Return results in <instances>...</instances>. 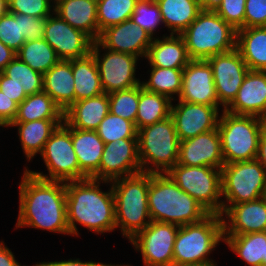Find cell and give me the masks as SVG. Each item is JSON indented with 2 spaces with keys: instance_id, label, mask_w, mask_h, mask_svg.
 Wrapping results in <instances>:
<instances>
[{
  "instance_id": "6da1fadb",
  "label": "cell",
  "mask_w": 266,
  "mask_h": 266,
  "mask_svg": "<svg viewBox=\"0 0 266 266\" xmlns=\"http://www.w3.org/2000/svg\"><path fill=\"white\" fill-rule=\"evenodd\" d=\"M21 178L15 229L30 227L71 236L67 224L66 183L38 178L26 169Z\"/></svg>"
},
{
  "instance_id": "7a4b0ae2",
  "label": "cell",
  "mask_w": 266,
  "mask_h": 266,
  "mask_svg": "<svg viewBox=\"0 0 266 266\" xmlns=\"http://www.w3.org/2000/svg\"><path fill=\"white\" fill-rule=\"evenodd\" d=\"M101 183L110 188L102 191ZM66 213L71 236H80L78 223L97 235L114 232L116 216L111 183L92 178L66 182Z\"/></svg>"
},
{
  "instance_id": "3957f363",
  "label": "cell",
  "mask_w": 266,
  "mask_h": 266,
  "mask_svg": "<svg viewBox=\"0 0 266 266\" xmlns=\"http://www.w3.org/2000/svg\"><path fill=\"white\" fill-rule=\"evenodd\" d=\"M148 209L151 221L178 226L200 222L210 214L167 173H150Z\"/></svg>"
},
{
  "instance_id": "277c9868",
  "label": "cell",
  "mask_w": 266,
  "mask_h": 266,
  "mask_svg": "<svg viewBox=\"0 0 266 266\" xmlns=\"http://www.w3.org/2000/svg\"><path fill=\"white\" fill-rule=\"evenodd\" d=\"M114 193L116 229L129 241L151 222L148 209L150 173L141 172L110 182Z\"/></svg>"
},
{
  "instance_id": "5b68a950",
  "label": "cell",
  "mask_w": 266,
  "mask_h": 266,
  "mask_svg": "<svg viewBox=\"0 0 266 266\" xmlns=\"http://www.w3.org/2000/svg\"><path fill=\"white\" fill-rule=\"evenodd\" d=\"M220 242H224V230L223 218L219 214H209L200 222L179 226L173 247V264L217 266L209 255Z\"/></svg>"
},
{
  "instance_id": "8992f818",
  "label": "cell",
  "mask_w": 266,
  "mask_h": 266,
  "mask_svg": "<svg viewBox=\"0 0 266 266\" xmlns=\"http://www.w3.org/2000/svg\"><path fill=\"white\" fill-rule=\"evenodd\" d=\"M180 35L191 60H207L236 48L237 31L215 11L202 10Z\"/></svg>"
},
{
  "instance_id": "52a82bcc",
  "label": "cell",
  "mask_w": 266,
  "mask_h": 266,
  "mask_svg": "<svg viewBox=\"0 0 266 266\" xmlns=\"http://www.w3.org/2000/svg\"><path fill=\"white\" fill-rule=\"evenodd\" d=\"M265 126L266 120L260 117L237 115L223 110L217 128L221 137L224 163L255 160Z\"/></svg>"
},
{
  "instance_id": "ba28073f",
  "label": "cell",
  "mask_w": 266,
  "mask_h": 266,
  "mask_svg": "<svg viewBox=\"0 0 266 266\" xmlns=\"http://www.w3.org/2000/svg\"><path fill=\"white\" fill-rule=\"evenodd\" d=\"M142 172L167 173L178 161L180 140L171 116L138 130Z\"/></svg>"
},
{
  "instance_id": "9c48e42d",
  "label": "cell",
  "mask_w": 266,
  "mask_h": 266,
  "mask_svg": "<svg viewBox=\"0 0 266 266\" xmlns=\"http://www.w3.org/2000/svg\"><path fill=\"white\" fill-rule=\"evenodd\" d=\"M44 161L48 173L26 170L41 179L49 181H79L88 177L79 169L76 153L72 143V127L64 122L52 133L45 143L40 154Z\"/></svg>"
},
{
  "instance_id": "30bf717a",
  "label": "cell",
  "mask_w": 266,
  "mask_h": 266,
  "mask_svg": "<svg viewBox=\"0 0 266 266\" xmlns=\"http://www.w3.org/2000/svg\"><path fill=\"white\" fill-rule=\"evenodd\" d=\"M167 174L210 214L222 216L221 169L175 164Z\"/></svg>"
},
{
  "instance_id": "8fae6325",
  "label": "cell",
  "mask_w": 266,
  "mask_h": 266,
  "mask_svg": "<svg viewBox=\"0 0 266 266\" xmlns=\"http://www.w3.org/2000/svg\"><path fill=\"white\" fill-rule=\"evenodd\" d=\"M222 204H239L266 196V170L255 159L221 168Z\"/></svg>"
},
{
  "instance_id": "7c38bea8",
  "label": "cell",
  "mask_w": 266,
  "mask_h": 266,
  "mask_svg": "<svg viewBox=\"0 0 266 266\" xmlns=\"http://www.w3.org/2000/svg\"><path fill=\"white\" fill-rule=\"evenodd\" d=\"M104 53L101 54L102 51ZM91 53L98 67L104 93L127 90L141 84L136 76L138 57L105 49L94 41ZM101 54V55H100Z\"/></svg>"
},
{
  "instance_id": "4fadbf2b",
  "label": "cell",
  "mask_w": 266,
  "mask_h": 266,
  "mask_svg": "<svg viewBox=\"0 0 266 266\" xmlns=\"http://www.w3.org/2000/svg\"><path fill=\"white\" fill-rule=\"evenodd\" d=\"M178 225L151 221L129 242L141 253L144 266H170Z\"/></svg>"
},
{
  "instance_id": "5bb4252c",
  "label": "cell",
  "mask_w": 266,
  "mask_h": 266,
  "mask_svg": "<svg viewBox=\"0 0 266 266\" xmlns=\"http://www.w3.org/2000/svg\"><path fill=\"white\" fill-rule=\"evenodd\" d=\"M219 103L226 108L236 97L249 69L237 48L207 59Z\"/></svg>"
},
{
  "instance_id": "9a60e30c",
  "label": "cell",
  "mask_w": 266,
  "mask_h": 266,
  "mask_svg": "<svg viewBox=\"0 0 266 266\" xmlns=\"http://www.w3.org/2000/svg\"><path fill=\"white\" fill-rule=\"evenodd\" d=\"M43 39L56 51L61 60L89 55L94 43L90 36L82 30L73 28L54 12L46 18Z\"/></svg>"
},
{
  "instance_id": "2e32d148",
  "label": "cell",
  "mask_w": 266,
  "mask_h": 266,
  "mask_svg": "<svg viewBox=\"0 0 266 266\" xmlns=\"http://www.w3.org/2000/svg\"><path fill=\"white\" fill-rule=\"evenodd\" d=\"M141 172L138 139H119L105 144L99 166V180L111 182Z\"/></svg>"
},
{
  "instance_id": "e0dca14e",
  "label": "cell",
  "mask_w": 266,
  "mask_h": 266,
  "mask_svg": "<svg viewBox=\"0 0 266 266\" xmlns=\"http://www.w3.org/2000/svg\"><path fill=\"white\" fill-rule=\"evenodd\" d=\"M219 107H222L219 108ZM223 106H207L179 101L171 106V117L180 141L217 128Z\"/></svg>"
},
{
  "instance_id": "ac0fdd59",
  "label": "cell",
  "mask_w": 266,
  "mask_h": 266,
  "mask_svg": "<svg viewBox=\"0 0 266 266\" xmlns=\"http://www.w3.org/2000/svg\"><path fill=\"white\" fill-rule=\"evenodd\" d=\"M175 100L222 106L218 101L212 68L207 60H191L183 68L181 91Z\"/></svg>"
},
{
  "instance_id": "d6986e66",
  "label": "cell",
  "mask_w": 266,
  "mask_h": 266,
  "mask_svg": "<svg viewBox=\"0 0 266 266\" xmlns=\"http://www.w3.org/2000/svg\"><path fill=\"white\" fill-rule=\"evenodd\" d=\"M222 218L224 235L265 232L266 196L239 204H222Z\"/></svg>"
},
{
  "instance_id": "ffe728a7",
  "label": "cell",
  "mask_w": 266,
  "mask_h": 266,
  "mask_svg": "<svg viewBox=\"0 0 266 266\" xmlns=\"http://www.w3.org/2000/svg\"><path fill=\"white\" fill-rule=\"evenodd\" d=\"M177 164L221 169L225 163L218 128L180 141Z\"/></svg>"
},
{
  "instance_id": "44dd1931",
  "label": "cell",
  "mask_w": 266,
  "mask_h": 266,
  "mask_svg": "<svg viewBox=\"0 0 266 266\" xmlns=\"http://www.w3.org/2000/svg\"><path fill=\"white\" fill-rule=\"evenodd\" d=\"M153 37L131 19L103 30L97 40L105 49L146 58Z\"/></svg>"
},
{
  "instance_id": "7402d4cb",
  "label": "cell",
  "mask_w": 266,
  "mask_h": 266,
  "mask_svg": "<svg viewBox=\"0 0 266 266\" xmlns=\"http://www.w3.org/2000/svg\"><path fill=\"white\" fill-rule=\"evenodd\" d=\"M224 110L266 120V71L249 70L236 97Z\"/></svg>"
},
{
  "instance_id": "603a6c76",
  "label": "cell",
  "mask_w": 266,
  "mask_h": 266,
  "mask_svg": "<svg viewBox=\"0 0 266 266\" xmlns=\"http://www.w3.org/2000/svg\"><path fill=\"white\" fill-rule=\"evenodd\" d=\"M97 0H55L54 13L73 28L82 30L94 41L100 36L97 23Z\"/></svg>"
},
{
  "instance_id": "cb8c5ba5",
  "label": "cell",
  "mask_w": 266,
  "mask_h": 266,
  "mask_svg": "<svg viewBox=\"0 0 266 266\" xmlns=\"http://www.w3.org/2000/svg\"><path fill=\"white\" fill-rule=\"evenodd\" d=\"M156 37L153 38L145 58L150 66L172 69L184 68L191 61L181 35H167L166 33L162 37Z\"/></svg>"
},
{
  "instance_id": "d4e9b609",
  "label": "cell",
  "mask_w": 266,
  "mask_h": 266,
  "mask_svg": "<svg viewBox=\"0 0 266 266\" xmlns=\"http://www.w3.org/2000/svg\"><path fill=\"white\" fill-rule=\"evenodd\" d=\"M108 113L109 97L102 93L74 102L63 112V122L72 128L96 131Z\"/></svg>"
},
{
  "instance_id": "484cf974",
  "label": "cell",
  "mask_w": 266,
  "mask_h": 266,
  "mask_svg": "<svg viewBox=\"0 0 266 266\" xmlns=\"http://www.w3.org/2000/svg\"><path fill=\"white\" fill-rule=\"evenodd\" d=\"M72 59L60 60L43 74V91L65 112L75 102Z\"/></svg>"
},
{
  "instance_id": "4316f807",
  "label": "cell",
  "mask_w": 266,
  "mask_h": 266,
  "mask_svg": "<svg viewBox=\"0 0 266 266\" xmlns=\"http://www.w3.org/2000/svg\"><path fill=\"white\" fill-rule=\"evenodd\" d=\"M72 143L79 169L88 178L99 180V166L105 143L97 131L72 128Z\"/></svg>"
},
{
  "instance_id": "83f0119b",
  "label": "cell",
  "mask_w": 266,
  "mask_h": 266,
  "mask_svg": "<svg viewBox=\"0 0 266 266\" xmlns=\"http://www.w3.org/2000/svg\"><path fill=\"white\" fill-rule=\"evenodd\" d=\"M63 119H43L29 122H12L8 127H17L21 147L27 161L30 162L37 154H41L45 143Z\"/></svg>"
},
{
  "instance_id": "f1b7e54d",
  "label": "cell",
  "mask_w": 266,
  "mask_h": 266,
  "mask_svg": "<svg viewBox=\"0 0 266 266\" xmlns=\"http://www.w3.org/2000/svg\"><path fill=\"white\" fill-rule=\"evenodd\" d=\"M155 1L160 7L164 28H168L170 34L180 35L202 11L200 0Z\"/></svg>"
},
{
  "instance_id": "f546056e",
  "label": "cell",
  "mask_w": 266,
  "mask_h": 266,
  "mask_svg": "<svg viewBox=\"0 0 266 266\" xmlns=\"http://www.w3.org/2000/svg\"><path fill=\"white\" fill-rule=\"evenodd\" d=\"M236 48L249 70L266 71V27L237 30Z\"/></svg>"
},
{
  "instance_id": "4dcf8cb0",
  "label": "cell",
  "mask_w": 266,
  "mask_h": 266,
  "mask_svg": "<svg viewBox=\"0 0 266 266\" xmlns=\"http://www.w3.org/2000/svg\"><path fill=\"white\" fill-rule=\"evenodd\" d=\"M72 73L75 85V102L104 93L101 79L92 53L72 59Z\"/></svg>"
},
{
  "instance_id": "1f68e13d",
  "label": "cell",
  "mask_w": 266,
  "mask_h": 266,
  "mask_svg": "<svg viewBox=\"0 0 266 266\" xmlns=\"http://www.w3.org/2000/svg\"><path fill=\"white\" fill-rule=\"evenodd\" d=\"M224 243L249 266H262L266 258V231L224 235Z\"/></svg>"
},
{
  "instance_id": "d6a6232c",
  "label": "cell",
  "mask_w": 266,
  "mask_h": 266,
  "mask_svg": "<svg viewBox=\"0 0 266 266\" xmlns=\"http://www.w3.org/2000/svg\"><path fill=\"white\" fill-rule=\"evenodd\" d=\"M172 100L162 94L146 91L140 84L138 112L135 121L137 131L162 121L171 115Z\"/></svg>"
},
{
  "instance_id": "836d02e7",
  "label": "cell",
  "mask_w": 266,
  "mask_h": 266,
  "mask_svg": "<svg viewBox=\"0 0 266 266\" xmlns=\"http://www.w3.org/2000/svg\"><path fill=\"white\" fill-rule=\"evenodd\" d=\"M43 119H63L62 110L44 91L28 95L19 105L13 122H29Z\"/></svg>"
},
{
  "instance_id": "e575fe53",
  "label": "cell",
  "mask_w": 266,
  "mask_h": 266,
  "mask_svg": "<svg viewBox=\"0 0 266 266\" xmlns=\"http://www.w3.org/2000/svg\"><path fill=\"white\" fill-rule=\"evenodd\" d=\"M150 67L148 81H141L143 88L152 93L165 95L172 101L175 100L176 96L178 99L182 85L183 68Z\"/></svg>"
},
{
  "instance_id": "d590c367",
  "label": "cell",
  "mask_w": 266,
  "mask_h": 266,
  "mask_svg": "<svg viewBox=\"0 0 266 266\" xmlns=\"http://www.w3.org/2000/svg\"><path fill=\"white\" fill-rule=\"evenodd\" d=\"M16 56L33 70L42 74L61 60L56 51L43 38L26 41L16 52Z\"/></svg>"
},
{
  "instance_id": "8d00e7d4",
  "label": "cell",
  "mask_w": 266,
  "mask_h": 266,
  "mask_svg": "<svg viewBox=\"0 0 266 266\" xmlns=\"http://www.w3.org/2000/svg\"><path fill=\"white\" fill-rule=\"evenodd\" d=\"M139 0H97V23L101 33L106 28L131 18Z\"/></svg>"
},
{
  "instance_id": "74e56055",
  "label": "cell",
  "mask_w": 266,
  "mask_h": 266,
  "mask_svg": "<svg viewBox=\"0 0 266 266\" xmlns=\"http://www.w3.org/2000/svg\"><path fill=\"white\" fill-rule=\"evenodd\" d=\"M2 73L22 86L25 94L32 95L43 91V74L33 70L17 56L4 68Z\"/></svg>"
},
{
  "instance_id": "f35d334b",
  "label": "cell",
  "mask_w": 266,
  "mask_h": 266,
  "mask_svg": "<svg viewBox=\"0 0 266 266\" xmlns=\"http://www.w3.org/2000/svg\"><path fill=\"white\" fill-rule=\"evenodd\" d=\"M98 136L106 144L119 139H138V131L132 121L108 113L96 130Z\"/></svg>"
},
{
  "instance_id": "ab89813d",
  "label": "cell",
  "mask_w": 266,
  "mask_h": 266,
  "mask_svg": "<svg viewBox=\"0 0 266 266\" xmlns=\"http://www.w3.org/2000/svg\"><path fill=\"white\" fill-rule=\"evenodd\" d=\"M140 85L108 94L109 112L135 124L138 112Z\"/></svg>"
},
{
  "instance_id": "60d3db41",
  "label": "cell",
  "mask_w": 266,
  "mask_h": 266,
  "mask_svg": "<svg viewBox=\"0 0 266 266\" xmlns=\"http://www.w3.org/2000/svg\"><path fill=\"white\" fill-rule=\"evenodd\" d=\"M130 19L153 38L156 35V29L159 28L158 26L163 24L160 7L155 0H139Z\"/></svg>"
},
{
  "instance_id": "b9f144b4",
  "label": "cell",
  "mask_w": 266,
  "mask_h": 266,
  "mask_svg": "<svg viewBox=\"0 0 266 266\" xmlns=\"http://www.w3.org/2000/svg\"><path fill=\"white\" fill-rule=\"evenodd\" d=\"M0 41L14 52L26 42L21 34V14L6 11L0 16Z\"/></svg>"
},
{
  "instance_id": "7bdbcfd3",
  "label": "cell",
  "mask_w": 266,
  "mask_h": 266,
  "mask_svg": "<svg viewBox=\"0 0 266 266\" xmlns=\"http://www.w3.org/2000/svg\"><path fill=\"white\" fill-rule=\"evenodd\" d=\"M7 11L47 18L54 12V2L52 0H7Z\"/></svg>"
},
{
  "instance_id": "ee69618b",
  "label": "cell",
  "mask_w": 266,
  "mask_h": 266,
  "mask_svg": "<svg viewBox=\"0 0 266 266\" xmlns=\"http://www.w3.org/2000/svg\"><path fill=\"white\" fill-rule=\"evenodd\" d=\"M245 2L246 0H223L215 12L237 31L244 28Z\"/></svg>"
},
{
  "instance_id": "f6af8a7d",
  "label": "cell",
  "mask_w": 266,
  "mask_h": 266,
  "mask_svg": "<svg viewBox=\"0 0 266 266\" xmlns=\"http://www.w3.org/2000/svg\"><path fill=\"white\" fill-rule=\"evenodd\" d=\"M266 27V0H246L244 28Z\"/></svg>"
},
{
  "instance_id": "bcb514c9",
  "label": "cell",
  "mask_w": 266,
  "mask_h": 266,
  "mask_svg": "<svg viewBox=\"0 0 266 266\" xmlns=\"http://www.w3.org/2000/svg\"><path fill=\"white\" fill-rule=\"evenodd\" d=\"M46 18L21 14V34L25 41L39 40L44 37Z\"/></svg>"
},
{
  "instance_id": "7dc6e473",
  "label": "cell",
  "mask_w": 266,
  "mask_h": 266,
  "mask_svg": "<svg viewBox=\"0 0 266 266\" xmlns=\"http://www.w3.org/2000/svg\"><path fill=\"white\" fill-rule=\"evenodd\" d=\"M18 104L0 91V127H7L14 121Z\"/></svg>"
},
{
  "instance_id": "c3c4849f",
  "label": "cell",
  "mask_w": 266,
  "mask_h": 266,
  "mask_svg": "<svg viewBox=\"0 0 266 266\" xmlns=\"http://www.w3.org/2000/svg\"><path fill=\"white\" fill-rule=\"evenodd\" d=\"M0 91L15 101L18 105L27 97L22 86L10 81V78L0 72Z\"/></svg>"
},
{
  "instance_id": "681fc988",
  "label": "cell",
  "mask_w": 266,
  "mask_h": 266,
  "mask_svg": "<svg viewBox=\"0 0 266 266\" xmlns=\"http://www.w3.org/2000/svg\"><path fill=\"white\" fill-rule=\"evenodd\" d=\"M34 266H131L130 265H124V264H107V263H101V262H95V261H82L79 258L76 259H68V260H61V261H48V262H40L36 263Z\"/></svg>"
},
{
  "instance_id": "f907efd6",
  "label": "cell",
  "mask_w": 266,
  "mask_h": 266,
  "mask_svg": "<svg viewBox=\"0 0 266 266\" xmlns=\"http://www.w3.org/2000/svg\"><path fill=\"white\" fill-rule=\"evenodd\" d=\"M0 266H27V265H21V263H19L15 259L14 253L7 247V245H5L4 241H0Z\"/></svg>"
},
{
  "instance_id": "816d5d0a",
  "label": "cell",
  "mask_w": 266,
  "mask_h": 266,
  "mask_svg": "<svg viewBox=\"0 0 266 266\" xmlns=\"http://www.w3.org/2000/svg\"><path fill=\"white\" fill-rule=\"evenodd\" d=\"M16 57V52L0 41V72Z\"/></svg>"
},
{
  "instance_id": "f5cc1de1",
  "label": "cell",
  "mask_w": 266,
  "mask_h": 266,
  "mask_svg": "<svg viewBox=\"0 0 266 266\" xmlns=\"http://www.w3.org/2000/svg\"><path fill=\"white\" fill-rule=\"evenodd\" d=\"M266 170V126L263 129L258 146V155L256 158Z\"/></svg>"
},
{
  "instance_id": "db71d44e",
  "label": "cell",
  "mask_w": 266,
  "mask_h": 266,
  "mask_svg": "<svg viewBox=\"0 0 266 266\" xmlns=\"http://www.w3.org/2000/svg\"><path fill=\"white\" fill-rule=\"evenodd\" d=\"M223 0H200V6L203 11H216Z\"/></svg>"
},
{
  "instance_id": "11a10c76",
  "label": "cell",
  "mask_w": 266,
  "mask_h": 266,
  "mask_svg": "<svg viewBox=\"0 0 266 266\" xmlns=\"http://www.w3.org/2000/svg\"><path fill=\"white\" fill-rule=\"evenodd\" d=\"M7 11V0H0V16Z\"/></svg>"
},
{
  "instance_id": "9f6ffc18",
  "label": "cell",
  "mask_w": 266,
  "mask_h": 266,
  "mask_svg": "<svg viewBox=\"0 0 266 266\" xmlns=\"http://www.w3.org/2000/svg\"><path fill=\"white\" fill-rule=\"evenodd\" d=\"M170 266H199V265H188V264H172Z\"/></svg>"
},
{
  "instance_id": "6f0895ef",
  "label": "cell",
  "mask_w": 266,
  "mask_h": 266,
  "mask_svg": "<svg viewBox=\"0 0 266 266\" xmlns=\"http://www.w3.org/2000/svg\"><path fill=\"white\" fill-rule=\"evenodd\" d=\"M262 266H266V258H263V265Z\"/></svg>"
}]
</instances>
